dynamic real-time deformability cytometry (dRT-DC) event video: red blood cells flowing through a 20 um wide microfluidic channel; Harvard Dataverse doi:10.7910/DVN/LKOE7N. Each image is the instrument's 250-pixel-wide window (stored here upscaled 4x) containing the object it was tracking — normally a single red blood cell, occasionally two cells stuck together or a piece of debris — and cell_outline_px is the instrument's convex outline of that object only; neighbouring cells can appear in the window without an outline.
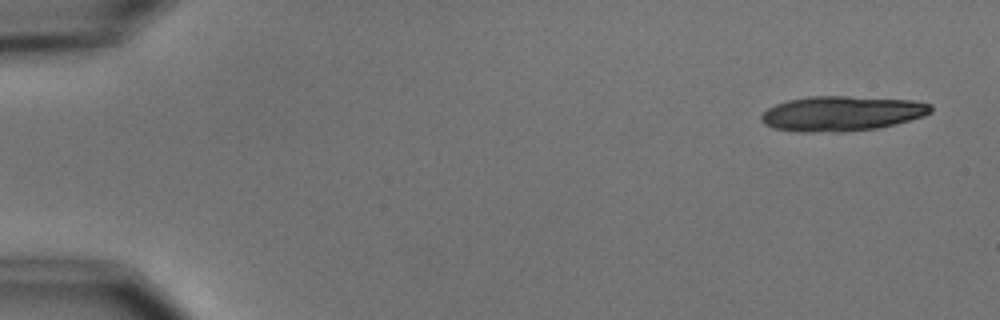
{"species": "common noctule bat (a hibernating species)", "species_latin": "Nyctalus noctula", "temperature_condition": "cold", "stored_images_in_passage": 6, "camera_frame_rate_fps": 3000, "um_per_image_px": 0.085, "animal": {"sex": "male", "body_mass_g": 15.6}, "frame": {"image": 1, "passage_image": 1, "time_ms": 0.0, "image_size_px": [1000, 320], "cell_outline_px": [[932, 112], [924, 116], [896, 124], [876, 128], [844, 132], [800, 132], [776, 128], [764, 124], [760, 116], [768, 108], [776, 104], [788, 100], [808, 96], [848, 96], [912, 100], [932, 104]], "centroid_in_image_um": [71.57, 9.64], "position_along_channel_um": 13.4, "area_um2": 34.62}}